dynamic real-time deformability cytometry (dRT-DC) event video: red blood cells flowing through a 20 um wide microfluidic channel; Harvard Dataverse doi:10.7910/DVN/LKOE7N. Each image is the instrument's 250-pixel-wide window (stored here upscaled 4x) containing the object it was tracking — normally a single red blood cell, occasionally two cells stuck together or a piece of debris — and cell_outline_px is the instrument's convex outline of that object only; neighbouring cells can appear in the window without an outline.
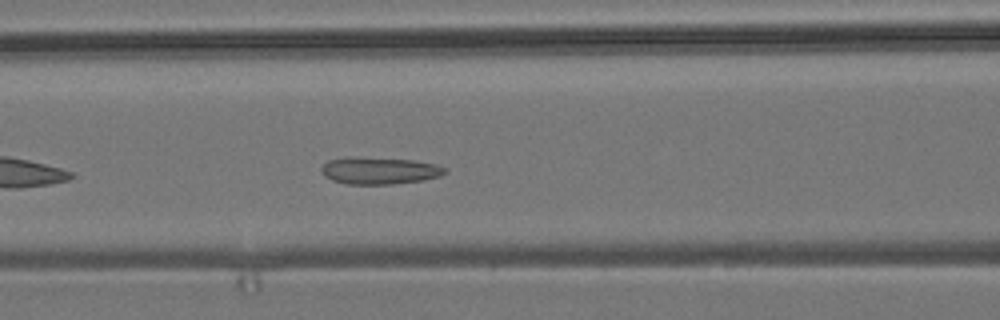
{"species": "common noctule bat (a hibernating species)", "species_latin": "Nyctalus noctula", "temperature_condition": "room temperature", "stored_images_in_passage": 32, "camera_frame_rate_fps": 3000, "um_per_image_px": 0.085, "animal": {"sex": "male", "body_mass_g": 19.2, "forearm_length_mm": 51.8}, "frame": {"image": 1, "passage_image": 9, "time_ms": 2.667, "image_size_px": [1000, 320], "cell_outline_px": [[448, 172], [440, 176], [424, 180], [392, 184], [348, 184], [332, 180], [324, 176], [320, 172], [320, 168], [328, 160], [348, 156], [352, 156], [412, 160], [436, 164], [448, 168]], "centroid_in_image_um": [32.24, 14.49], "position_along_channel_um": 134.4, "area_um2": 19.77}}
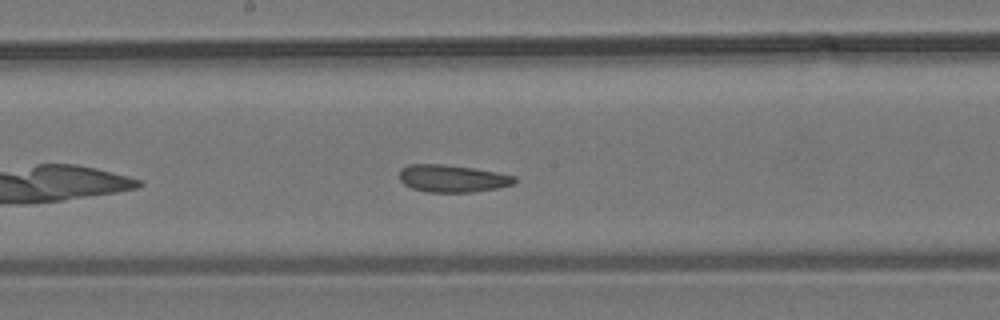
{"frame": {"image": 2, "passage_image": 15, "time_ms": 4.667, "image_size_px": [1000, 320], "cell_outline_px": [[516, 180], [512, 184], [496, 188], [472, 192], [428, 192], [412, 188], [404, 184], [400, 180], [400, 168], [408, 164], [444, 164], [472, 168], [496, 172], [516, 176]], "centroid_in_image_um": [38.42, 15.16], "position_along_channel_um": 209.8, "area_um2": 18.26}}
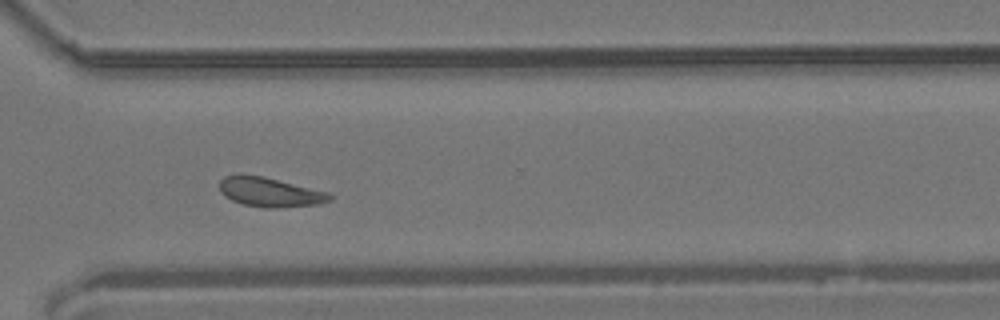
{"frame": {"image": 3, "passage_image": 26, "time_ms": 8.333, "image_size_px": [1000, 320], "cell_outline_px": [[332, 200], [320, 204], [272, 208], [264, 208], [244, 204], [232, 200], [224, 196], [220, 192], [220, 180], [224, 176], [264, 176], [328, 192], [332, 196]], "centroid_in_image_um": [22.97, 16.35], "position_along_channel_um": 347.6, "area_um2": 18.61}, "authors_computed_cell_mechanics": {"area_um2": 18.9584, "velocity_mm_per_s": 3.7712, "shape_relaxation_time_tau1_ms": null, "shape_relaxation_time_tau2_ms": 2.6927, "deformation_change_tau1": null, "deformation_change_tau2": 0.078}}